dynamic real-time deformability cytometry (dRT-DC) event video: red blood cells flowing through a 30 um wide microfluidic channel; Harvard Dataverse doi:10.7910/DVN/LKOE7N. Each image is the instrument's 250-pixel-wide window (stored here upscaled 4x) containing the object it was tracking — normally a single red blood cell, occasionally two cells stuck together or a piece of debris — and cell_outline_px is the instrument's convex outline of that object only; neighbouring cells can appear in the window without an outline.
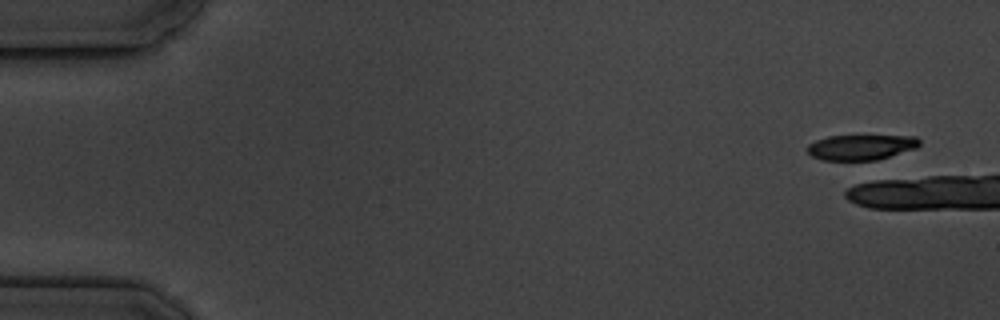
{"species": "common noctule bat (a hibernating species)", "species_latin": "Nyctalus noctula", "temperature_condition": "cold", "stored_images_in_passage": 1, "camera_frame_rate_fps": 3000, "um_per_image_px": 0.085, "animal": {"sex": "male", "body_mass_g": 19.5, "forearm_length_mm": 54.6}, "frame": {"image": 1, "passage_image": 1, "time_ms": 0.0, "image_size_px": [1000, 320], "cell_outline_px": [[920, 144], [916, 148], [876, 160], [824, 160], [812, 156], [808, 152], [808, 144], [816, 140], [828, 136], [916, 136], [920, 140]], "centroid_in_image_um": [73.19, 12.51], "position_along_channel_um": 11.8, "area_um2": 16.36}}